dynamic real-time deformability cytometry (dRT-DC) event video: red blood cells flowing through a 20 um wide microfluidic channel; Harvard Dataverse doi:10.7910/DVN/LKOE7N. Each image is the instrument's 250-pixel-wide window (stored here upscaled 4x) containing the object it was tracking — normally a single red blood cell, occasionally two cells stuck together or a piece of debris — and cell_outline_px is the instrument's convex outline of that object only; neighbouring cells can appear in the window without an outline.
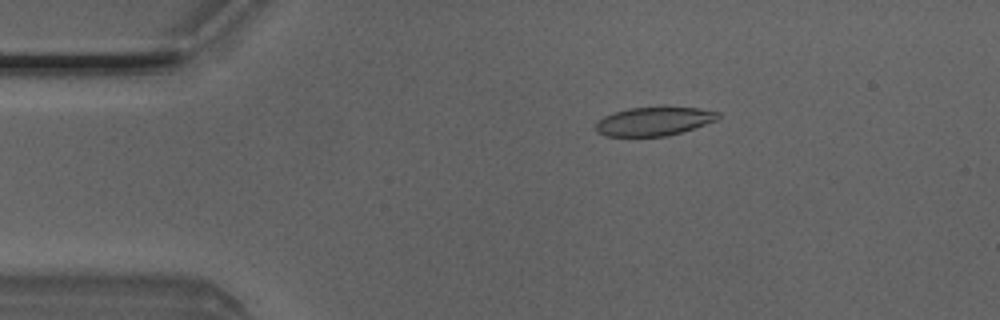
{"species": "Egyptian fruit bat (a non-hibernating species)", "species_latin": "Rousettus aegyptiacus", "temperature_condition": "room temperature", "stored_images_in_passage": 3, "camera_frame_rate_fps": 3000, "um_per_image_px": 0.085, "animal": {"sex": "male"}, "frame": {"image": 1, "passage_image": 2, "time_ms": 0.333, "image_size_px": [1000, 320], "cell_outline_px": [[720, 116], [716, 120], [668, 136], [604, 136], [596, 132], [596, 124], [604, 116], [612, 112], [628, 108], [700, 108], [720, 112]], "centroid_in_image_um": [55.55, 10.32], "position_along_channel_um": 29.4, "area_um2": 20.11}}